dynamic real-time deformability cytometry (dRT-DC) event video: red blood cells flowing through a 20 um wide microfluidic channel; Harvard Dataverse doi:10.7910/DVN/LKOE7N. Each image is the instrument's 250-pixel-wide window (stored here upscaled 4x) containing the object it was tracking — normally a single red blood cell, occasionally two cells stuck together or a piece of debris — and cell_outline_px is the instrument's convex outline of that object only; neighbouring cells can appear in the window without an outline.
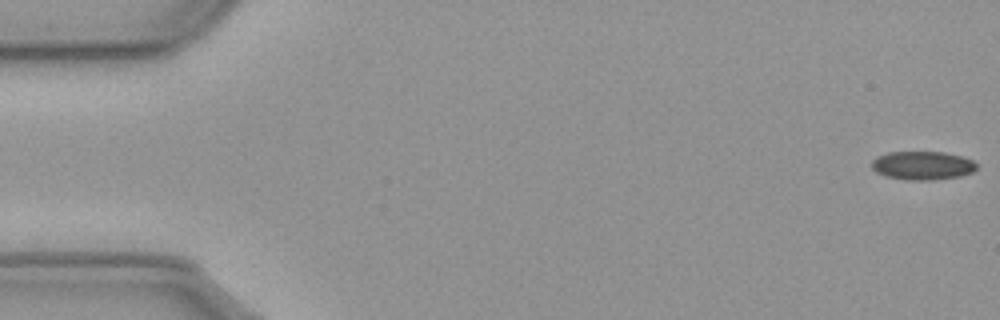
{"species": "common noctule bat (a hibernating species)", "species_latin": "Nyctalus noctula", "temperature_condition": "cold", "stored_images_in_passage": 57, "camera_frame_rate_fps": 3000, "um_per_image_px": 0.085, "animal": {"sex": "male", "body_mass_g": 23.1, "forearm_length_mm": 52.7}, "frame": {"image": 1, "passage_image": 1, "time_ms": 0.0, "image_size_px": [1000, 320], "cell_outline_px": [[976, 168], [972, 172], [960, 176], [932, 180], [908, 180], [888, 176], [876, 172], [872, 168], [872, 160], [876, 156], [888, 152], [944, 152], [964, 156], [972, 160], [976, 164]], "centroid_in_image_um": [78.42, 14.06], "position_along_channel_um": 6.6, "area_um2": 17.46}}
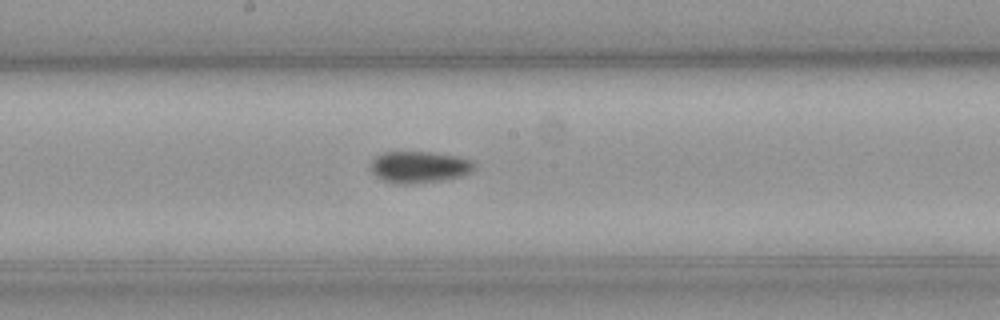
{"frame": {"image": 2, "passage_image": 30, "time_ms": 9.667, "image_size_px": [1000, 320], "cell_outline_px": [[476, 168], [472, 172], [464, 176], [444, 180], [412, 184], [396, 184], [380, 180], [372, 172], [372, 160], [376, 156], [384, 152], [424, 152], [456, 156], [468, 160], [476, 164]], "centroid_in_image_um": [35.64, 14.22], "position_along_channel_um": 212.6, "area_um2": 19.19}}
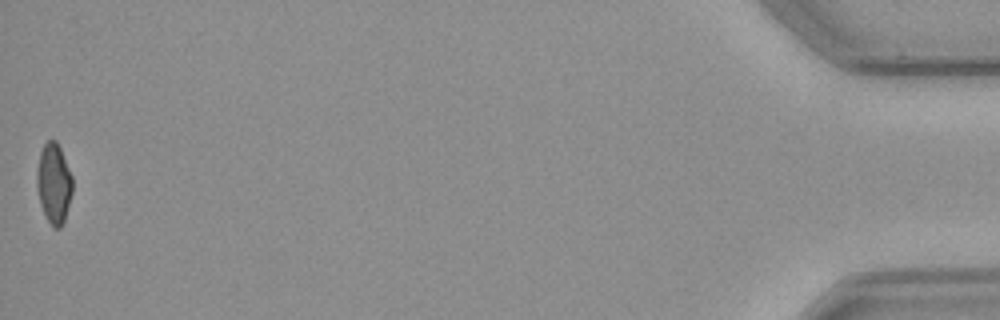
{"frame": {"image": 3, "passage_image": 57, "time_ms": 18.667, "image_size_px": [1000, 320], "cell_outline_px": [[72, 192], [64, 220], [60, 228], [52, 228], [40, 204], [36, 188], [36, 172], [40, 152], [44, 144], [48, 140], [56, 140], [60, 148], [72, 176]], "centroid_in_image_um": [4.56, 15.58], "position_along_channel_um": 430.6, "area_um2": 16.59}}